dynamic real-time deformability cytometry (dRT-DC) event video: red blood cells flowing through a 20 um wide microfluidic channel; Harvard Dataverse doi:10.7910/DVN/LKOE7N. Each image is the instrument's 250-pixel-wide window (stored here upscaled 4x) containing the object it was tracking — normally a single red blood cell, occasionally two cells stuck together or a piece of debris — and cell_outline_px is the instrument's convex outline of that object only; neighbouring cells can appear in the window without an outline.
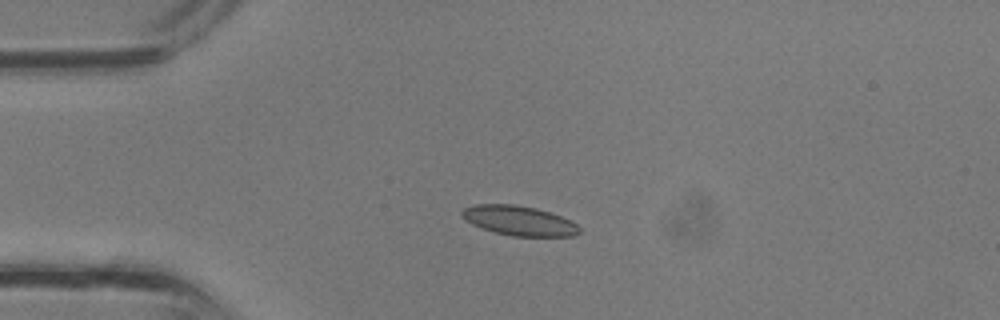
{"species": "common noctule bat (a hibernating species)", "species_latin": "Nyctalus noctula", "temperature_condition": "room temperature", "stored_images_in_passage": 28, "camera_frame_rate_fps": 3000, "um_per_image_px": 0.085, "animal": {"sex": "male", "body_mass_g": 13.3}, "frame": {"image": 1, "passage_image": 4, "time_ms": 1.0, "image_size_px": [1000, 320], "cell_outline_px": [[580, 232], [572, 236], [512, 236], [496, 232], [472, 224], [464, 220], [460, 216], [460, 212], [464, 208], [476, 204], [516, 204], [536, 208], [560, 216], [576, 224], [580, 228]], "centroid_in_image_um": [44.08, 18.75], "position_along_channel_um": 40.9, "area_um2": 20.17}}
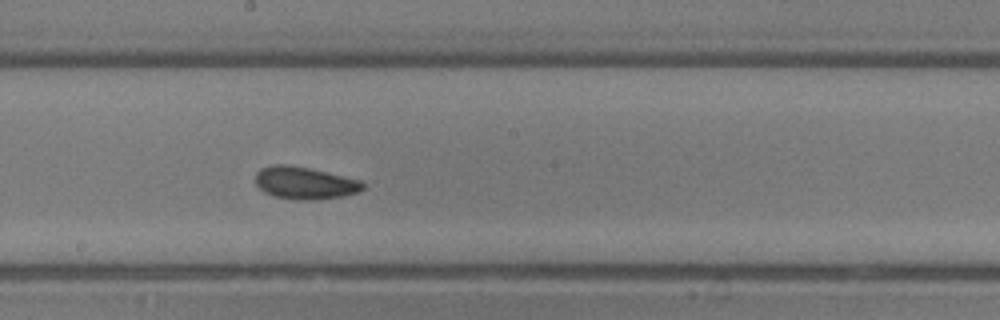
{"frame": {"image": 2, "passage_image": 15, "time_ms": 4.667, "image_size_px": [1000, 320], "cell_outline_px": [[364, 188], [360, 192], [344, 196], [308, 200], [300, 200], [272, 196], [264, 192], [256, 184], [256, 172], [260, 168], [272, 164], [288, 164], [328, 172], [360, 180], [364, 184]], "centroid_in_image_um": [25.89, 15.54], "position_along_channel_um": 222.3, "area_um2": 20.35}}
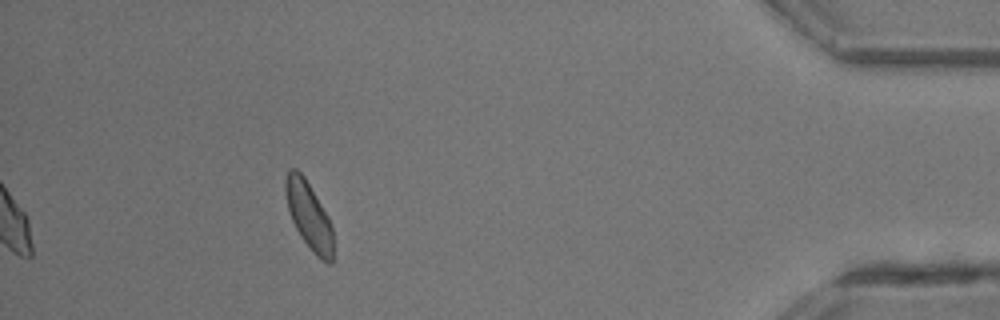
{"frame": {"image": 3, "passage_image": 28, "time_ms": 9.0, "image_size_px": [1000, 320], "cell_outline_px": [[332, 264], [328, 264], [316, 256], [300, 236], [292, 220], [288, 208], [284, 192], [284, 180], [288, 168], [296, 168], [304, 176], [328, 216], [332, 228]], "centroid_in_image_um": [26.22, 18.29], "position_along_channel_um": 409.0, "area_um2": 18.67}}